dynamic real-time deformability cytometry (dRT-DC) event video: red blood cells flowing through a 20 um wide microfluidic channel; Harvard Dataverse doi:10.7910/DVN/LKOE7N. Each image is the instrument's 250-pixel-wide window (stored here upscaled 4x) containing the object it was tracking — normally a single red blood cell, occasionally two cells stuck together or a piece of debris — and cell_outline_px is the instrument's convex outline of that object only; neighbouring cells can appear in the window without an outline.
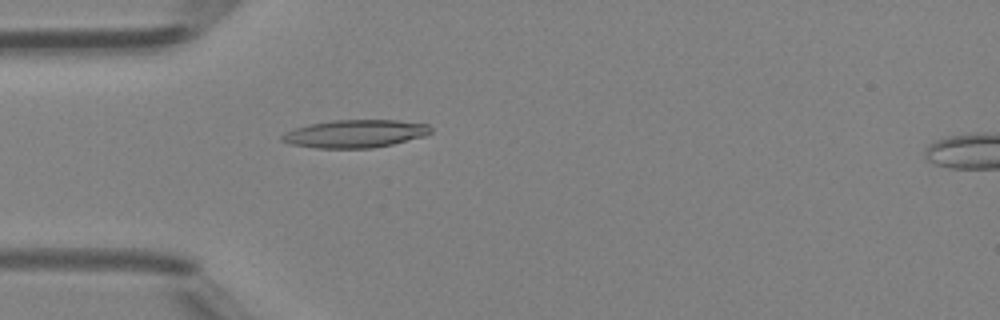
{"species": "Egyptian fruit bat (a non-hibernating species)", "species_latin": "Rousettus aegyptiacus", "temperature_condition": "room temperature", "stored_images_in_passage": 48, "camera_frame_rate_fps": 3000, "um_per_image_px": 0.085, "animal": {"sex": "female"}, "frame": {"image": 1, "passage_image": 14, "time_ms": 4.333, "image_size_px": [1000, 320], "cell_outline_px": [[432, 132], [424, 136], [392, 144], [372, 148], [316, 148], [292, 144], [280, 140], [280, 136], [296, 128], [312, 124], [332, 120], [396, 120], [428, 124], [432, 128]], "centroid_in_image_um": [30.22, 11.36], "position_along_channel_um": 54.8, "area_um2": 23.93}}
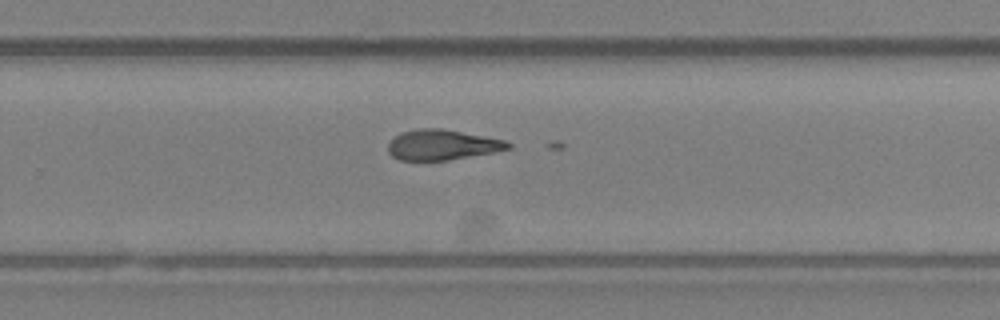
{"frame": {"image": 2, "passage_image": 31, "time_ms": 10.0, "image_size_px": [1000, 320], "cell_outline_px": [[512, 148], [492, 152], [444, 160], [400, 160], [392, 156], [388, 152], [388, 144], [400, 132], [416, 128], [440, 128], [504, 140], [512, 144]], "centroid_in_image_um": [37.54, 12.3], "position_along_channel_um": 292.3, "area_um2": 20.87}}
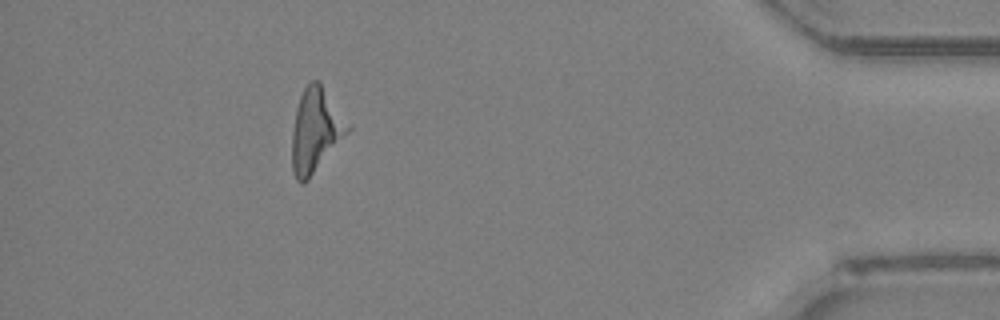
{"frame": {"image": 3, "passage_image": 43, "time_ms": 14.0, "image_size_px": [1000, 320], "cell_outline_px": [[352, 128], [308, 180], [304, 184], [300, 184], [296, 180], [292, 168], [292, 132], [296, 108], [300, 96], [304, 88], [312, 80], [316, 80], [320, 84]], "centroid_in_image_um": [26.8, 11.13], "position_along_channel_um": 408.4, "area_um2": 26.7}, "authors_computed_cell_mechanics": {"area_um2": 23.4668, "velocity_mm_per_s": 4.2973, "shape_relaxation_time_tau1_ms": 1.2963, "shape_relaxation_time_tau2_ms": null, "deformation_change_tau1": 0.299, "deformation_change_tau2": null}}